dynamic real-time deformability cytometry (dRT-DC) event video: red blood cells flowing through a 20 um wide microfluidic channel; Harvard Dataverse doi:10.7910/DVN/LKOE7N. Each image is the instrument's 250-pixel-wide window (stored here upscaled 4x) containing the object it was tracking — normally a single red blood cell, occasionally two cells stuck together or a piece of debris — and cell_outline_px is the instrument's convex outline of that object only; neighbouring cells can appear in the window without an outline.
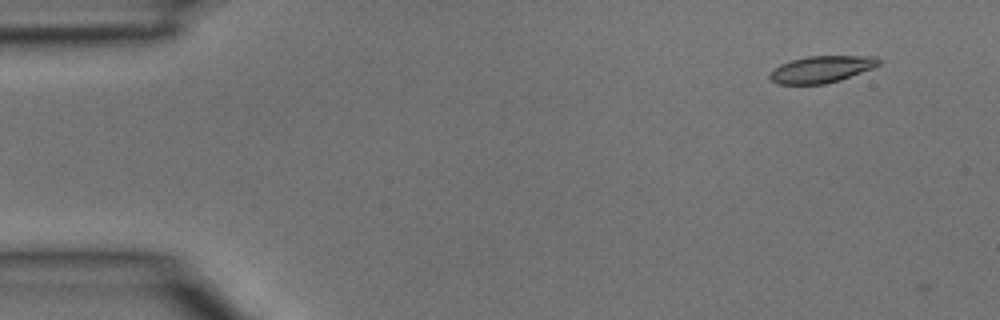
{"species": "common noctule bat (a hibernating species)", "species_latin": "Nyctalus noctula", "temperature_condition": "room temperature", "stored_images_in_passage": 4, "camera_frame_rate_fps": 3000, "um_per_image_px": 0.085, "animal": {"sex": "male", "body_mass_g": 15.6}, "frame": {"image": 1, "passage_image": 2, "time_ms": 0.333, "image_size_px": [1000, 320], "cell_outline_px": [[880, 64], [872, 68], [840, 80], [824, 84], [776, 84], [768, 76], [780, 64], [792, 60], [808, 56], [876, 56], [880, 60]], "centroid_in_image_um": [69.83, 5.89], "position_along_channel_um": 15.2, "area_um2": 16.82}}